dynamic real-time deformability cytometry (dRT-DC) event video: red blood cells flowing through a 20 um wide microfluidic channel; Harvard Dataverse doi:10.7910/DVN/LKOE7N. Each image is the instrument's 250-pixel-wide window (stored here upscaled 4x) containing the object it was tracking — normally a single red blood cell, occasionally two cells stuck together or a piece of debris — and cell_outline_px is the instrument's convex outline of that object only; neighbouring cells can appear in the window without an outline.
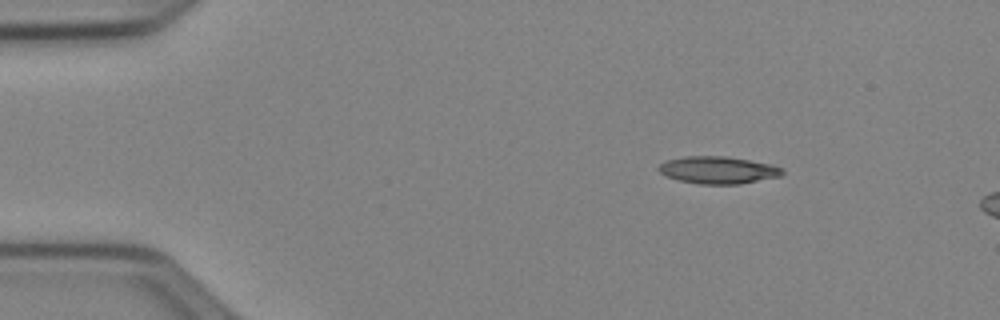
{"species": "Egyptian fruit bat (a non-hibernating species)", "species_latin": "Rousettus aegyptiacus", "temperature_condition": "cold", "stored_images_in_passage": 7, "camera_frame_rate_fps": 3000, "um_per_image_px": 0.085, "animal": {"sex": "female"}, "frame": {"image": 1, "passage_image": 1, "time_ms": 0.0, "image_size_px": [1000, 320], "cell_outline_px": [[784, 172], [780, 176], [740, 184], [700, 184], [680, 180], [668, 176], [660, 172], [656, 168], [664, 160], [684, 156], [724, 156], [748, 160], [768, 164], [784, 168]], "centroid_in_image_um": [61.01, 14.45], "position_along_channel_um": 24.0, "area_um2": 19.54}}